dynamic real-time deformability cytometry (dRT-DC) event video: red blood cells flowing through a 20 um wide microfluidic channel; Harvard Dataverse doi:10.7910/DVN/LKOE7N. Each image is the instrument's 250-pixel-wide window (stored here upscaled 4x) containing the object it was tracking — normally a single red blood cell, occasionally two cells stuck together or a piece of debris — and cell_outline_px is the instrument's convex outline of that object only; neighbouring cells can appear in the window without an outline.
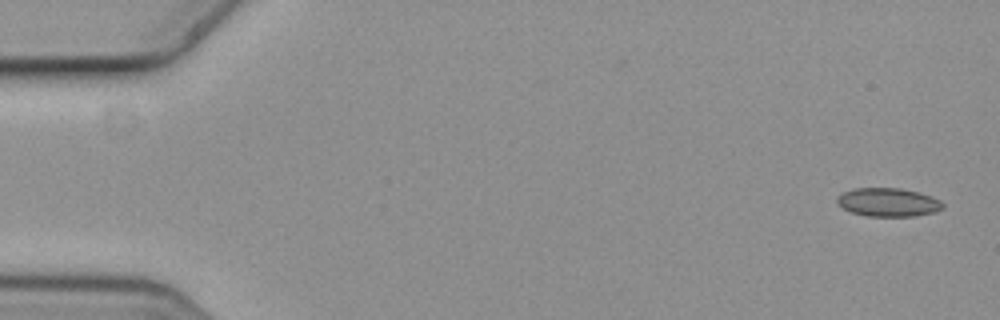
{"species": "common noctule bat (a hibernating species)", "species_latin": "Nyctalus noctula", "temperature_condition": "cold", "stored_images_in_passage": 8, "camera_frame_rate_fps": 3000, "um_per_image_px": 0.085, "animal": {"sex": "female", "body_mass_g": 19.3, "forearm_length_mm": 54.1}, "frame": {"image": 1, "passage_image": 1, "time_ms": 0.0, "image_size_px": [1000, 320], "cell_outline_px": [[944, 208], [936, 212], [916, 216], [868, 216], [852, 212], [844, 208], [836, 200], [844, 192], [852, 188], [900, 188], [920, 192], [932, 196], [940, 200], [944, 204]], "centroid_in_image_um": [75.57, 17.19], "position_along_channel_um": 9.4, "area_um2": 17.57}}
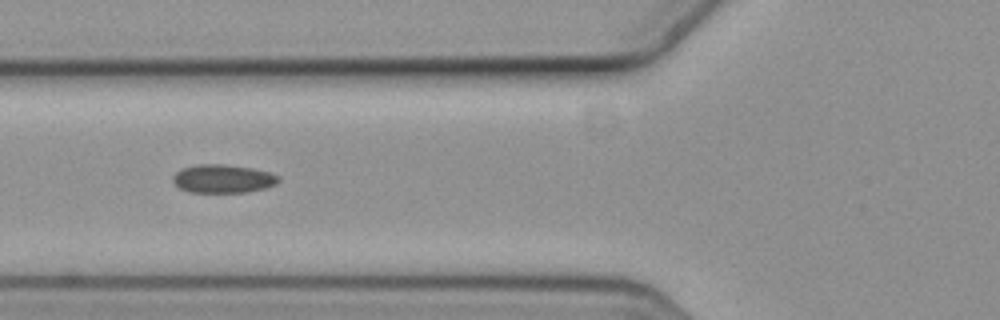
{"frame": {"image": 2, "passage_image": 6, "time_ms": 1.667, "image_size_px": [1000, 320], "cell_outline_px": [[280, 180], [276, 184], [264, 188], [248, 192], [188, 192], [180, 188], [172, 180], [172, 176], [180, 168], [196, 164], [224, 164], [252, 168], [268, 172], [280, 176]], "centroid_in_image_um": [18.93, 15.18], "position_along_channel_um": 106.9, "area_um2": 17.57}}
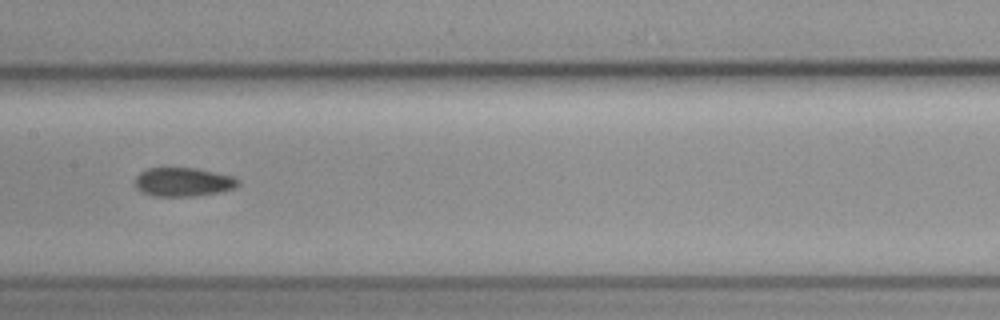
{"frame": {"image": 3, "passage_image": 8, "time_ms": 2.333, "image_size_px": [1000, 320], "cell_outline_px": [[240, 180], [232, 188], [216, 192], [196, 196], [152, 196], [136, 188], [136, 176], [140, 172], [148, 168], [196, 168], [232, 176]], "centroid_in_image_um": [15.52, 15.46], "position_along_channel_um": 191.9, "area_um2": 16.99}}